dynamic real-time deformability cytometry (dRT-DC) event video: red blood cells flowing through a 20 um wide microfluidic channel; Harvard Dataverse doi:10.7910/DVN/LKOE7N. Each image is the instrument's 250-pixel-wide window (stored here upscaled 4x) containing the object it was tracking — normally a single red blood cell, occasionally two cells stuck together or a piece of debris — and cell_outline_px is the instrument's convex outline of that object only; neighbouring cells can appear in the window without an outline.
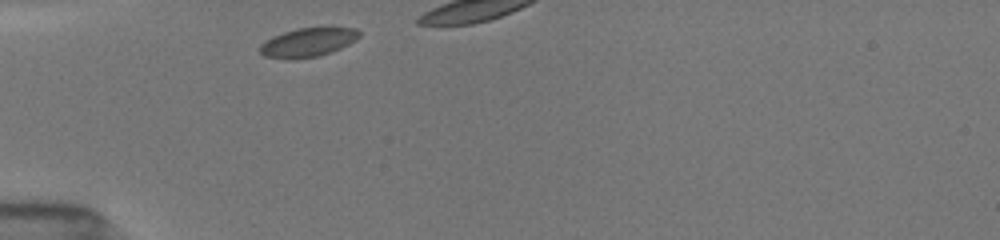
{"species": "common noctule bat (a hibernating species)", "species_latin": "Nyctalus noctula", "temperature_condition": "room temperature", "stored_images_in_passage": 5, "camera_frame_rate_fps": 3000, "um_per_image_px": 0.085, "animal": {"sex": "female", "body_mass_g": 19.5, "forearm_length_mm": 54.1}, "frame": {"image": 1, "passage_image": 1, "time_ms": 0.0, "image_size_px": [1000, 240], "cell_outline_px": [[360, 36], [356, 40], [340, 48], [316, 56], [292, 60], [288, 60], [264, 56], [260, 52], [260, 44], [264, 40], [272, 36], [296, 28], [332, 24], [356, 28], [360, 32]], "centroid_in_image_um": [26.2, 3.54], "position_along_channel_um": 58.8, "area_um2": 17.51}}
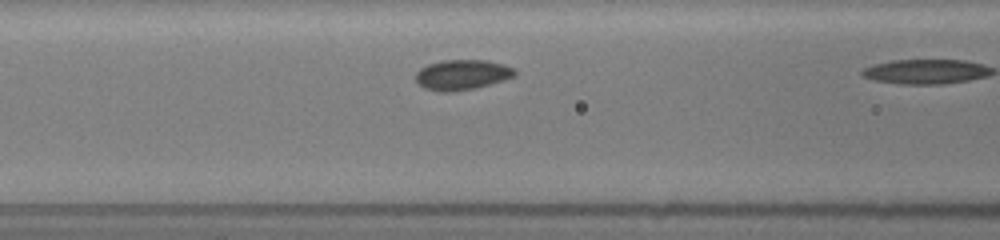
{"frame": {"image": 2, "passage_image": 4, "time_ms": 2.0, "image_size_px": [1000, 240], "cell_outline_px": [[516, 76], [504, 80], [472, 88], [452, 92], [440, 92], [424, 88], [416, 80], [416, 72], [420, 68], [428, 64], [444, 60], [488, 60], [504, 64], [512, 68], [516, 72]], "centroid_in_image_um": [39.27, 6.35], "position_along_channel_um": 127.3, "area_um2": 17.34}}